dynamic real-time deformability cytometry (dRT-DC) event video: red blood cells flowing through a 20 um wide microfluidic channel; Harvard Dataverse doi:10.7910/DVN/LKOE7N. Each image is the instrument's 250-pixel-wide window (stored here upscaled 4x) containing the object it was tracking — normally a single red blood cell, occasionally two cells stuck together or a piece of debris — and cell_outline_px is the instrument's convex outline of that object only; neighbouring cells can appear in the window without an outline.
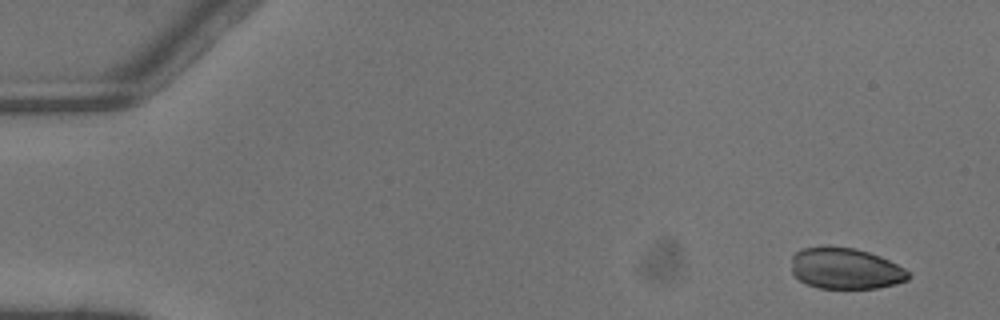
{"species": "common noctule bat (a hibernating species)", "species_latin": "Nyctalus noctula", "temperature_condition": "warm", "stored_images_in_passage": 4, "camera_frame_rate_fps": 3000, "um_per_image_px": 0.085, "animal": {"sex": "male", "body_mass_g": 13.3}, "frame": {"image": 1, "passage_image": 1, "time_ms": 0.0, "image_size_px": [1000, 320], "cell_outline_px": [[912, 276], [908, 280], [896, 284], [876, 288], [820, 288], [808, 284], [800, 280], [792, 272], [792, 256], [796, 252], [804, 248], [828, 244], [856, 248], [880, 256], [904, 268]], "centroid_in_image_um": [71.86, 22.8], "position_along_channel_um": 13.1, "area_um2": 28.32}}
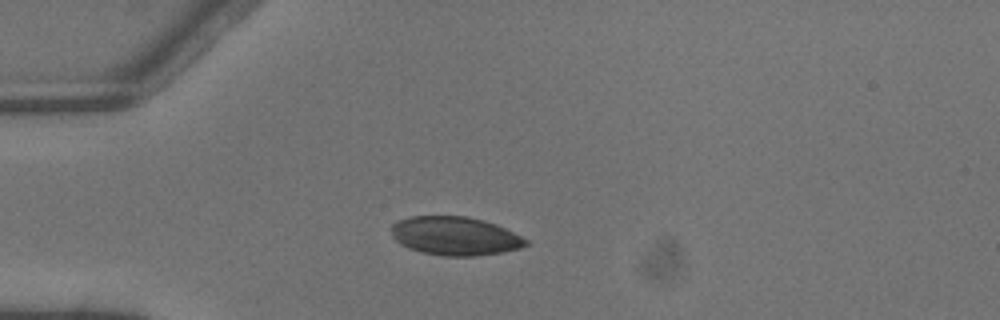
{"frame": {"image": 2, "passage_image": 4, "time_ms": 1.0, "image_size_px": [1000, 320], "cell_outline_px": [[528, 244], [520, 248], [504, 252], [476, 256], [444, 256], [420, 252], [408, 248], [400, 244], [392, 236], [392, 224], [400, 220], [412, 216], [464, 216], [484, 220], [496, 224], [528, 240]], "centroid_in_image_um": [38.67, 20.07], "position_along_channel_um": 46.3, "area_um2": 30.23}}